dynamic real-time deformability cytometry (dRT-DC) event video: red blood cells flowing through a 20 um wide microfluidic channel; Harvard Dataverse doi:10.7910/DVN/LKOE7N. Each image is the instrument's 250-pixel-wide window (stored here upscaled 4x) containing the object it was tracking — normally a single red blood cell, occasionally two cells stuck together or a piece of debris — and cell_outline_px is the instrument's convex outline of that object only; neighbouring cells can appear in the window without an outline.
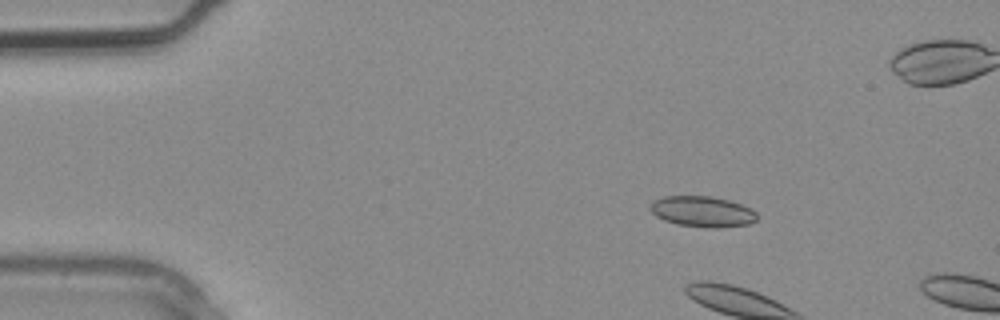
{"species": "common noctule bat (a hibernating species)", "species_latin": "Nyctalus noctula", "temperature_condition": "warm", "stored_images_in_passage": 2, "camera_frame_rate_fps": 3000, "um_per_image_px": 0.085, "animal": {"sex": "male", "body_mass_g": 20.4}, "frame": {"image": 1, "passage_image": 1, "time_ms": 0.0, "image_size_px": [1000, 320], "cell_outline_px": [[756, 220], [748, 224], [720, 228], [712, 228], [676, 224], [664, 220], [656, 216], [648, 208], [652, 200], [664, 196], [712, 196], [728, 200], [752, 208], [756, 212]], "centroid_in_image_um": [59.68, 17.98], "position_along_channel_um": 25.3, "area_um2": 19.25}}